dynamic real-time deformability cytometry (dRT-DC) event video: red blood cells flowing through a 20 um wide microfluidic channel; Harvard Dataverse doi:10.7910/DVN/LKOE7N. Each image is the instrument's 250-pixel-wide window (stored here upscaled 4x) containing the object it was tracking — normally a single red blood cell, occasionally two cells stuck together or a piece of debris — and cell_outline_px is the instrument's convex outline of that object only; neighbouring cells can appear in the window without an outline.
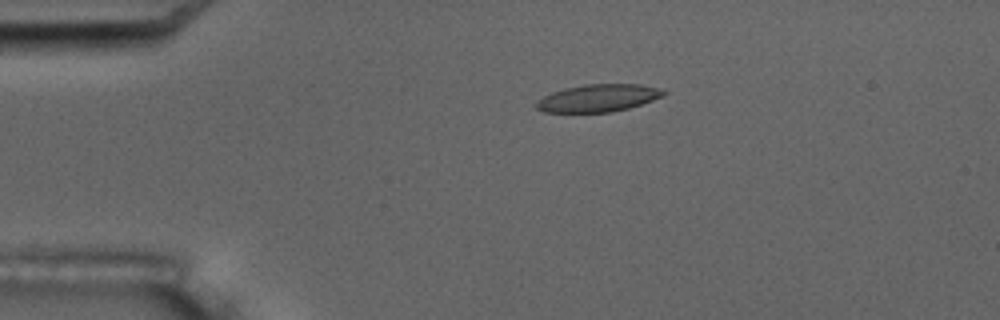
{"species": "common noctule bat (a hibernating species)", "species_latin": "Nyctalus noctula", "temperature_condition": "room temperature", "stored_images_in_passage": 16, "camera_frame_rate_fps": 3000, "um_per_image_px": 0.085, "animal": {"sex": "male", "body_mass_g": 17.5, "forearm_length_mm": 52.3}, "frame": {"image": 1, "passage_image": 3, "time_ms": 2.333, "image_size_px": [1000, 320], "cell_outline_px": [[668, 92], [664, 96], [628, 108], [612, 112], [544, 112], [536, 108], [536, 104], [544, 96], [552, 92], [564, 88], [584, 84], [640, 84], [656, 88]], "centroid_in_image_um": [50.85, 8.33], "position_along_channel_um": 34.2, "area_um2": 20.17}, "authors_computed_cell_mechanics": {"area_um2": 20.4901, "velocity_mm_per_s": 3.4622, "shape_relaxation_time_tau1_ms": null, "shape_relaxation_time_tau2_ms": 2.0487, "deformation_change_tau1": null, "deformation_change_tau2": 0.0878}}